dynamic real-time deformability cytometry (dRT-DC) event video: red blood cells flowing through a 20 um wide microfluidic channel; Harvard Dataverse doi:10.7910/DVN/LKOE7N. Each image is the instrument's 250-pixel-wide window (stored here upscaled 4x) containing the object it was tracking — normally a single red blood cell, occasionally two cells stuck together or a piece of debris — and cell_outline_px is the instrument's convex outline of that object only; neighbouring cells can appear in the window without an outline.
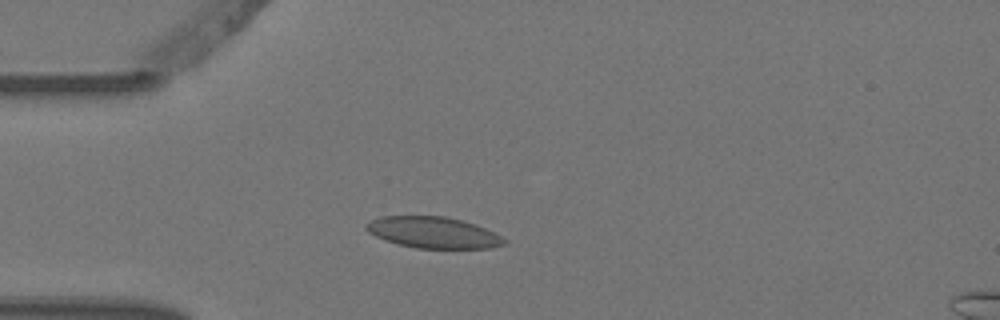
{"species": "Egyptian fruit bat (a non-hibernating species)", "species_latin": "Rousettus aegyptiacus", "temperature_condition": "warm", "stored_images_in_passage": 4, "camera_frame_rate_fps": 3000, "um_per_image_px": 0.085, "animal": {"sex": "female"}, "frame": {"image": 1, "passage_image": 4, "time_ms": 1.0, "image_size_px": [1000, 320], "cell_outline_px": [[508, 244], [492, 248], [416, 248], [384, 240], [368, 232], [364, 228], [364, 224], [380, 216], [444, 216], [476, 224], [508, 240]], "centroid_in_image_um": [36.82, 19.76], "position_along_channel_um": 48.2, "area_um2": 25.14}}